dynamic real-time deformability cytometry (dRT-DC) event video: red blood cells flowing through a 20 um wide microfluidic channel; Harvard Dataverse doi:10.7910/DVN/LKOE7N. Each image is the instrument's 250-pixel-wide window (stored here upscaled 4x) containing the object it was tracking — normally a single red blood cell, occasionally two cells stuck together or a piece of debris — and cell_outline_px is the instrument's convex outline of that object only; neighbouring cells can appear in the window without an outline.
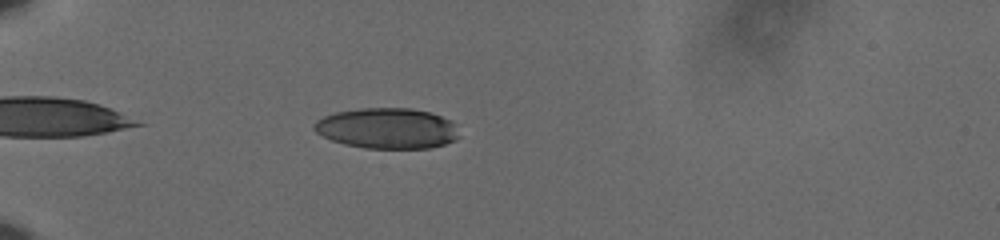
{"species": "human", "species_latin": "Homo sapiens", "temperature_condition": "cold", "stored_images_in_passage": 47, "camera_frame_rate_fps": 3000, "um_per_image_px": 0.085, "donor": {"sex": "male"}, "frame": {"image": 1, "passage_image": 7, "time_ms": 2.0, "image_size_px": [1000, 240], "cell_outline_px": [[460, 136], [456, 140], [432, 148], [364, 148], [344, 144], [332, 140], [316, 132], [312, 128], [312, 124], [316, 120], [324, 116], [336, 112], [360, 108], [412, 108], [428, 112], [452, 120], [456, 124]], "centroid_in_image_um": [32.93, 10.91], "position_along_channel_um": 52.1, "area_um2": 34.56}}
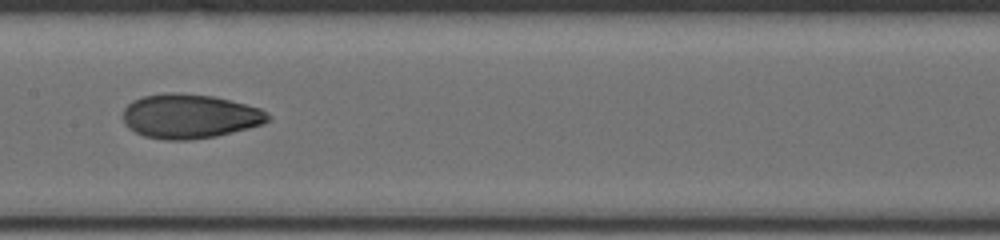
{"frame": {"image": 2, "passage_image": 21, "time_ms": 6.667, "image_size_px": [1000, 240], "cell_outline_px": [[272, 116], [268, 120], [260, 124], [248, 128], [216, 136], [192, 140], [164, 140], [144, 136], [128, 128], [124, 124], [124, 108], [132, 100], [144, 96], [164, 92], [180, 92], [212, 96], [260, 108]], "centroid_in_image_um": [16.09, 9.88], "position_along_channel_um": 191.3, "area_um2": 37.45}}
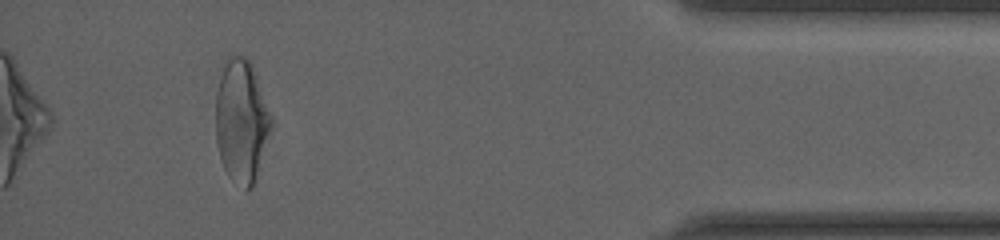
{"frame": {"image": 3, "passage_image": 43, "time_ms": 14.0, "image_size_px": [1000, 240], "cell_outline_px": [[276, 120], [252, 188], [248, 192], [244, 192], [228, 176], [224, 168], [220, 156], [216, 140], [216, 92], [224, 60], [228, 56], [236, 52], [244, 56], [252, 64], [256, 72], [276, 116]], "centroid_in_image_um": [20.59, 10.25], "position_along_channel_um": 414.6, "area_um2": 41.62}, "authors_computed_cell_mechanics": {"area_um2": 36.5874, "velocity_mm_per_s": 3.6505, "shape_relaxation_time_tau1_ms": 5.0088, "shape_relaxation_time_tau2_ms": 1.7861, "deformation_change_tau1": 0.1797, "deformation_change_tau2": 0.0668}}